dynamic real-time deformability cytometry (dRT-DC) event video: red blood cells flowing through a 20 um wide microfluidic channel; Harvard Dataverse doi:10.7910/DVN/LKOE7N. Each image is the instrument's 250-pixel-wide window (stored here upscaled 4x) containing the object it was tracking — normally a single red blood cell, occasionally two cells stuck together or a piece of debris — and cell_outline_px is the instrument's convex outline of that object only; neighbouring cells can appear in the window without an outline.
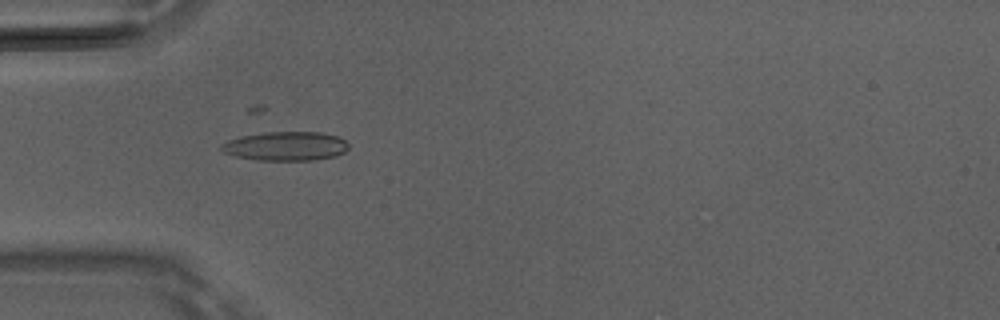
{"species": "Egyptian fruit bat (a non-hibernating species)", "species_latin": "Rousettus aegyptiacus", "temperature_condition": "room temperature", "stored_images_in_passage": 34, "camera_frame_rate_fps": 3000, "um_per_image_px": 0.085, "animal": {"sex": "male"}, "frame": {"image": 1, "passage_image": 4, "time_ms": 1.0, "image_size_px": [1000, 320], "cell_outline_px": [[348, 148], [344, 152], [336, 156], [316, 160], [256, 160], [236, 156], [224, 152], [220, 148], [220, 144], [228, 140], [244, 136], [264, 132], [320, 132], [340, 136], [348, 144]], "centroid_in_image_um": [24.31, 12.42], "position_along_channel_um": 60.7, "area_um2": 21.56}}
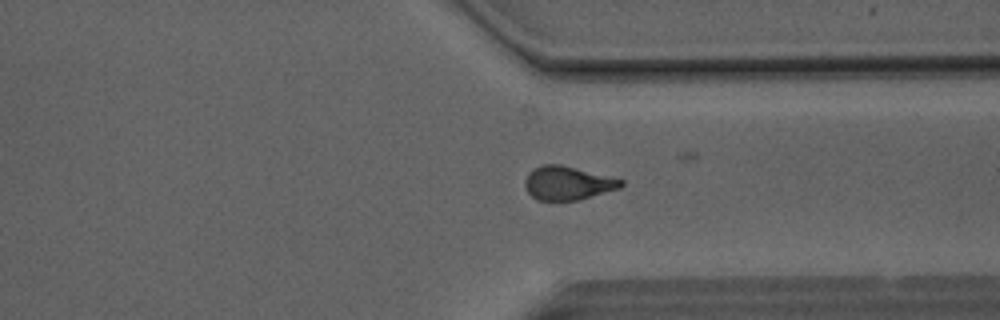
{"frame": {"image": 2, "passage_image": 26, "time_ms": 8.333, "image_size_px": [1000, 320], "cell_outline_px": [[624, 184], [620, 188], [576, 200], [536, 200], [528, 192], [524, 184], [524, 180], [528, 172], [540, 164], [560, 164], [624, 180]], "centroid_in_image_um": [48.21, 15.55], "position_along_channel_um": 363.2, "area_um2": 18.73}}
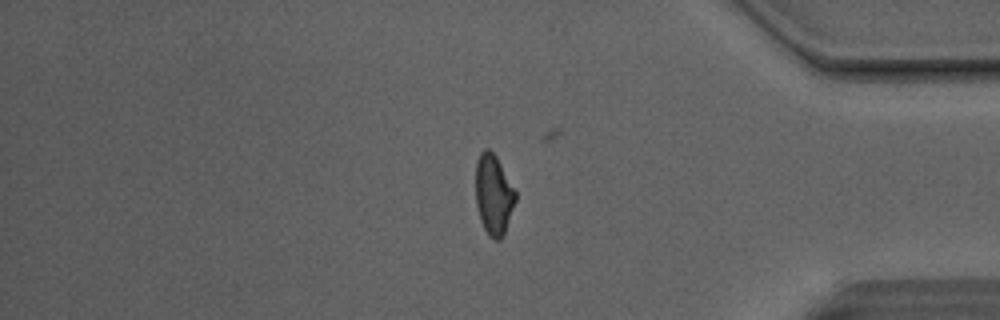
{"frame": {"image": 3, "passage_image": 30, "time_ms": 9.667, "image_size_px": [1000, 320], "cell_outline_px": [[516, 200], [504, 236], [500, 240], [492, 240], [488, 236], [480, 220], [476, 204], [476, 160], [480, 152], [484, 148], [488, 148], [496, 156], [516, 192]], "centroid_in_image_um": [41.95, 16.57], "position_along_channel_um": 393.3, "area_um2": 18.79}}